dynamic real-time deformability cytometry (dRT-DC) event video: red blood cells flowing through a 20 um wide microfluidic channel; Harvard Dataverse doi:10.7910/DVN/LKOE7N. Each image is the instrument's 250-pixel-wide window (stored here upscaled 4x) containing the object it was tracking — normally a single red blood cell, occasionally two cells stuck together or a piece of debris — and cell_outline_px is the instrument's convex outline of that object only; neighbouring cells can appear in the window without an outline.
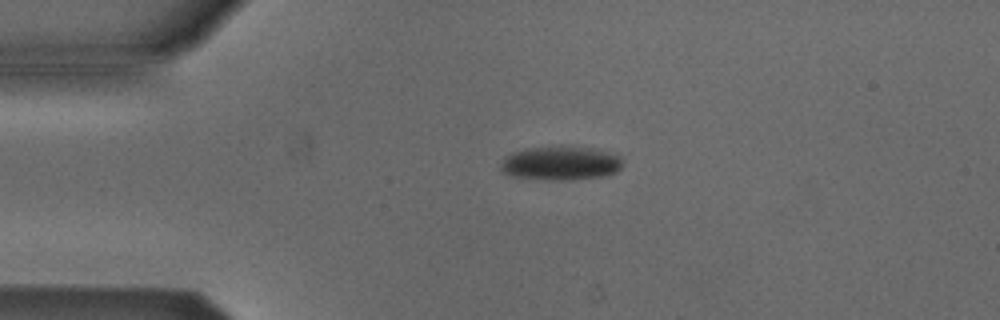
{"species": "Egyptian fruit bat (a non-hibernating species)", "species_latin": "Rousettus aegyptiacus", "temperature_condition": "cold", "stored_images_in_passage": 2, "camera_frame_rate_fps": 3000, "um_per_image_px": 0.085, "animal": {"sex": "male"}, "frame": {"image": 1, "passage_image": 1, "time_ms": 0.0, "image_size_px": [1000, 320], "cell_outline_px": [[624, 164], [616, 172], [608, 176], [572, 180], [548, 180], [508, 176], [500, 168], [500, 164], [504, 156], [512, 152], [524, 148], [596, 148], [612, 152], [620, 156]], "centroid_in_image_um": [47.67, 13.9], "position_along_channel_um": 37.3, "area_um2": 24.28}}